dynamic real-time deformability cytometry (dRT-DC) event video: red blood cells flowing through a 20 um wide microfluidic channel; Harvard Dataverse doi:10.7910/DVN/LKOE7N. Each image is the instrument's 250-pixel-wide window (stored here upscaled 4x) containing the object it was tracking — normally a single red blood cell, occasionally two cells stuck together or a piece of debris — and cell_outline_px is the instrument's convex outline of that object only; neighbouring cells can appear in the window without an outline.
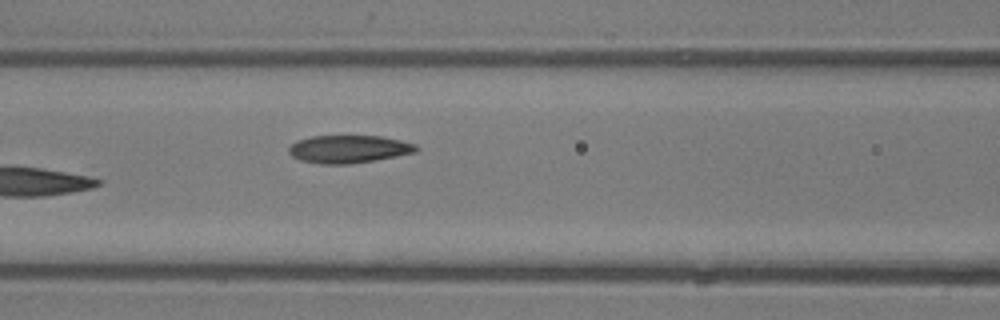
{"species": "common noctule bat (a hibernating species)", "species_latin": "Nyctalus noctula", "temperature_condition": "room temperature", "stored_images_in_passage": 6, "camera_frame_rate_fps": 3000, "um_per_image_px": 0.085, "animal": {"sex": "male", "body_mass_g": 13.3}, "frame": {"image": 1, "passage_image": 6, "time_ms": 1.667, "image_size_px": [1000, 320], "cell_outline_px": [[420, 148], [416, 152], [396, 156], [348, 164], [320, 164], [300, 160], [292, 156], [288, 152], [288, 148], [296, 140], [312, 136], [380, 136], [400, 140], [416, 144]], "centroid_in_image_um": [29.63, 12.67], "position_along_channel_um": 137.0, "area_um2": 20.58}}